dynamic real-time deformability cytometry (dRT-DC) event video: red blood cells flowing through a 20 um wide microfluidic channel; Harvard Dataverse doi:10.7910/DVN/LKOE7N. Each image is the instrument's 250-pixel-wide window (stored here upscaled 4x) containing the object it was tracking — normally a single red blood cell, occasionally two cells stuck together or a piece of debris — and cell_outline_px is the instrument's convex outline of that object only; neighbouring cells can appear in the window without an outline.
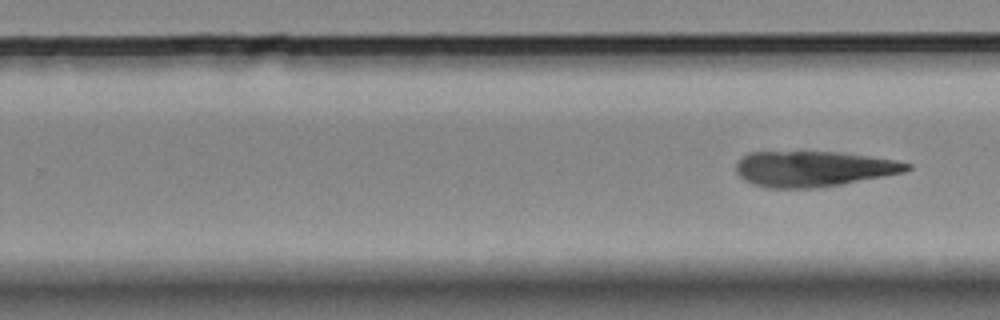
{"species": "Egyptian fruit bat (a non-hibernating species)", "species_latin": "Rousettus aegyptiacus", "temperature_condition": "room temperature", "stored_images_in_passage": 8, "segment_of_instrument_passage": [2, 2], "camera_frame_rate_fps": 3000, "um_per_image_px": 0.085, "animal": {"sex": "female"}, "frame": {"image": 1, "passage_image": 8, "time_ms": 11.0, "image_size_px": [1000, 320], "cell_outline_px": [[912, 168], [904, 172], [884, 176], [840, 184], [816, 188], [768, 188], [752, 184], [744, 180], [736, 172], [736, 164], [748, 152], [836, 152], [896, 160], [912, 164]], "centroid_in_image_um": [69.13, 14.35], "position_along_channel_um": 260.7, "area_um2": 35.14}}